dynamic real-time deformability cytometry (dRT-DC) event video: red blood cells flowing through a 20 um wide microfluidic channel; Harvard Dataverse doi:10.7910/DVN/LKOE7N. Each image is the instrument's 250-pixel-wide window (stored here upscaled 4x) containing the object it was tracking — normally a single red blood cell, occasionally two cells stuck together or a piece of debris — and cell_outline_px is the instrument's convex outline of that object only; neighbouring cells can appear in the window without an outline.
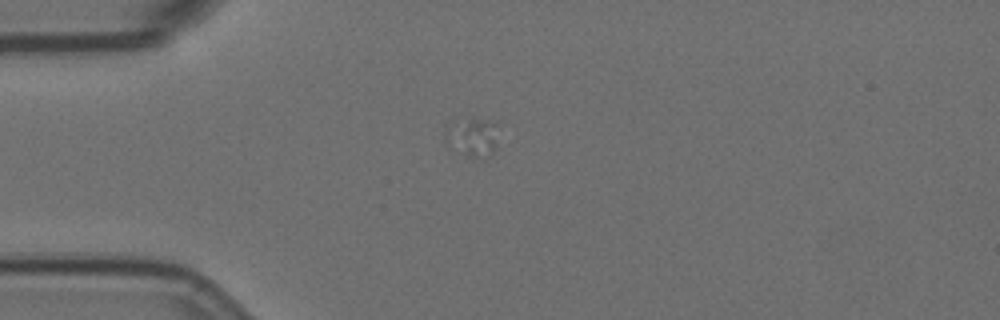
{"species": "Egyptian fruit bat (a non-hibernating species)", "species_latin": "Rousettus aegyptiacus", "temperature_condition": "room temperature", "stored_images_in_passage": 16, "camera_frame_rate_fps": 3000, "um_per_image_px": 0.085, "animal": {"sex": "female"}, "frame": {"image": 1, "passage_image": 3, "time_ms": 0.667, "image_size_px": [1000, 320], "cell_outline_px": [[496, 148], [492, 152], [476, 156], [472, 156], [464, 152], [444, 140], [444, 132], [448, 120], [496, 120]], "centroid_in_image_um": [40.12, 11.55], "position_along_channel_um": 44.9, "area_um2": 11.39}}
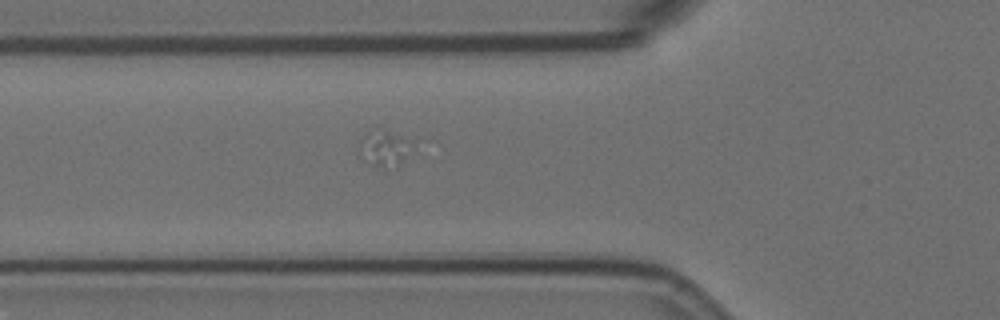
{"frame": {"image": 2, "passage_image": 10, "time_ms": 3.0, "image_size_px": [1000, 320], "cell_outline_px": [[404, 156], [396, 164], [384, 168], [380, 168], [364, 160], [356, 152], [360, 140], [364, 132], [376, 124], [404, 140]], "centroid_in_image_um": [32.37, 12.53], "position_along_channel_um": 93.4, "area_um2": 10.52}}